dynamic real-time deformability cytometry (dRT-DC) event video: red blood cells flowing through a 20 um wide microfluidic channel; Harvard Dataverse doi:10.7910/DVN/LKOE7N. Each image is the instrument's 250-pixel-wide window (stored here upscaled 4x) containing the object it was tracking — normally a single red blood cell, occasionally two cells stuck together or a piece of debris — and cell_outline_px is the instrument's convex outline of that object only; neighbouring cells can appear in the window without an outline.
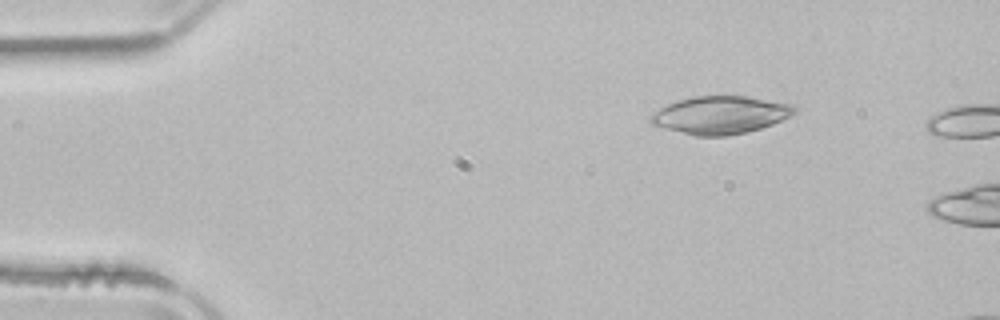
{"species": "common noctule bat (a hibernating species)", "species_latin": "Nyctalus noctula", "temperature_condition": "room temperature", "stored_images_in_passage": 2, "camera_frame_rate_fps": 3000, "um_per_image_px": 0.085, "animal": {"sex": "male", "body_mass_g": 21.5, "forearm_length_mm": 52.0}, "frame": {"image": 1, "passage_image": 1, "time_ms": 0.0, "image_size_px": [1000, 320], "cell_outline_px": [[796, 112], [772, 124], [748, 132], [728, 136], [692, 136], [664, 128], [652, 124], [648, 120], [648, 116], [652, 112], [676, 100], [696, 96], [748, 96], [796, 104]], "centroid_in_image_um": [61.21, 9.77], "position_along_channel_um": 23.8, "area_um2": 31.96}}